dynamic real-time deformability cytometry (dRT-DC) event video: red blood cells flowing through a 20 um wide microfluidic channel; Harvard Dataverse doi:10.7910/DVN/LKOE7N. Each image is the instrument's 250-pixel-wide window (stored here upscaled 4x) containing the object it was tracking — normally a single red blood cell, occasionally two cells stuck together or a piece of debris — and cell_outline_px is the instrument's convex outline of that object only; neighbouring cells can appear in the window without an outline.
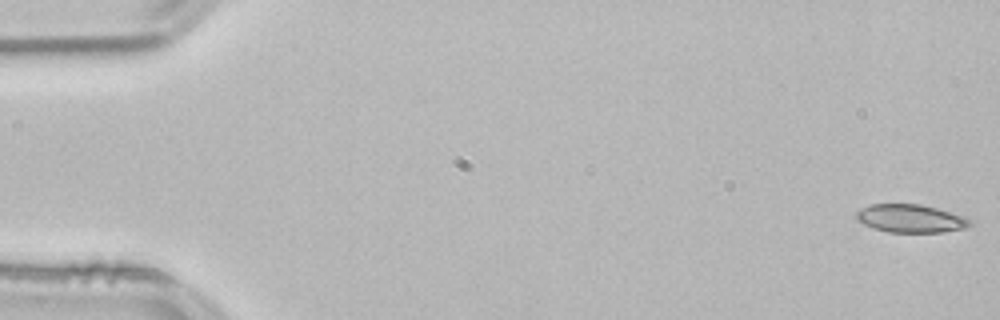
{"species": "common noctule bat (a hibernating species)", "species_latin": "Nyctalus noctula", "temperature_condition": "room temperature", "stored_images_in_passage": 12, "camera_frame_rate_fps": 3000, "um_per_image_px": 0.085, "animal": {"sex": "male", "body_mass_g": 21.5, "forearm_length_mm": 52.0}, "frame": {"image": 1, "passage_image": 1, "time_ms": 0.0, "image_size_px": [1000, 320], "cell_outline_px": [[972, 224], [964, 228], [944, 232], [888, 232], [872, 228], [856, 220], [856, 212], [872, 204], [920, 204], [936, 208], [960, 216], [968, 220]], "centroid_in_image_um": [77.34, 18.58], "position_along_channel_um": 7.7, "area_um2": 18.26}}